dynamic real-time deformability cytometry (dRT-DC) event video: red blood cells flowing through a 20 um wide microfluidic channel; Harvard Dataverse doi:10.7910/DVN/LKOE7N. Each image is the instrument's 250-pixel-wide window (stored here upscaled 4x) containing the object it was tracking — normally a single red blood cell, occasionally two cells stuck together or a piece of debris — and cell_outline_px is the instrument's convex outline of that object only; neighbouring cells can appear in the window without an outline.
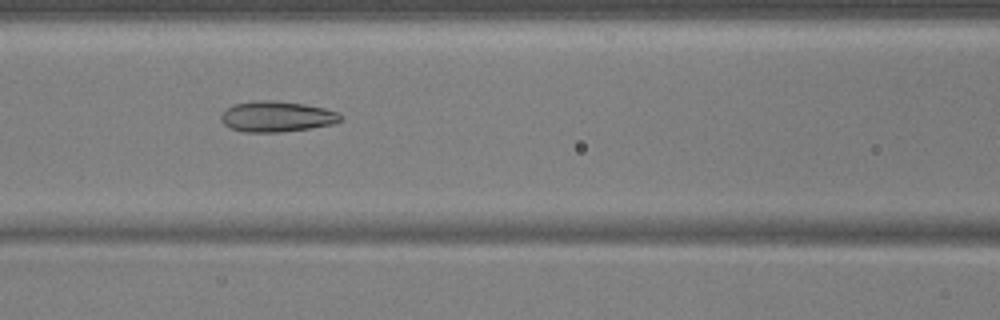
{"species": "common noctule bat (a hibernating species)", "species_latin": "Nyctalus noctula", "temperature_condition": "warm", "stored_images_in_passage": 54, "camera_frame_rate_fps": 3000, "um_per_image_px": 0.085, "animal": {"sex": "male", "body_mass_g": 17.9, "forearm_length_mm": 54.2}, "frame": {"image": 1, "passage_image": 24, "time_ms": 7.667, "image_size_px": [1000, 320], "cell_outline_px": [[340, 120], [332, 124], [308, 128], [280, 132], [244, 132], [232, 128], [224, 124], [220, 120], [220, 116], [228, 108], [236, 104], [260, 100], [272, 100], [304, 104], [324, 108], [336, 112], [340, 116]], "centroid_in_image_um": [23.49, 9.91], "position_along_channel_um": 143.1, "area_um2": 20.92}}
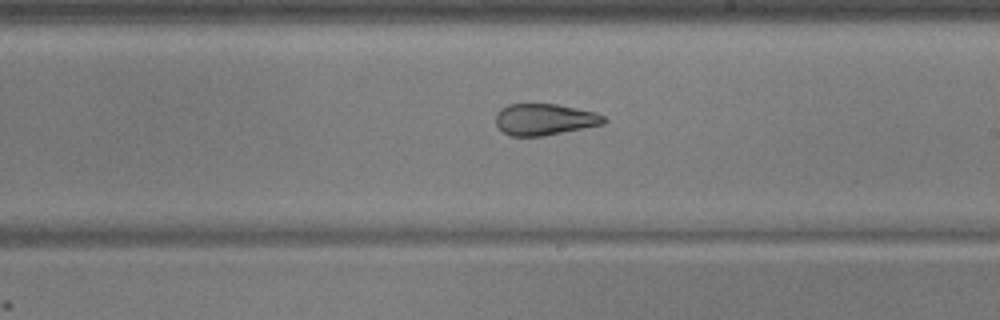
{"frame": {"image": 2, "passage_image": 32, "time_ms": 10.333, "image_size_px": [1000, 320], "cell_outline_px": [[608, 120], [604, 124], [544, 136], [512, 136], [504, 132], [496, 124], [496, 112], [500, 108], [508, 104], [556, 104], [596, 112], [604, 116]], "centroid_in_image_um": [46.3, 10.15], "position_along_channel_um": 242.7, "area_um2": 19.88}}
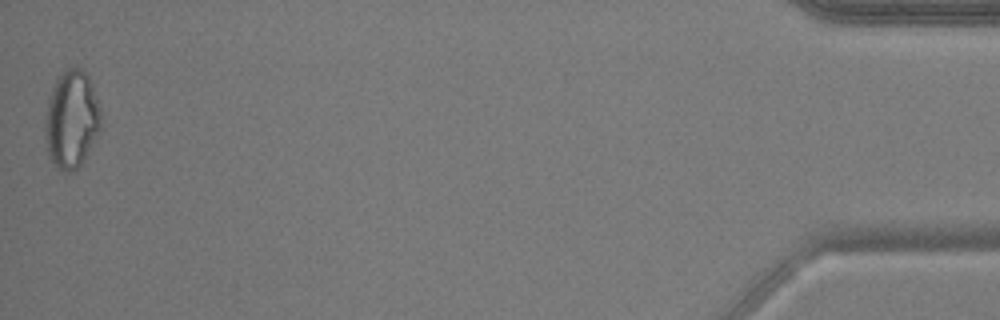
{"frame": {"image": 3, "passage_image": 54, "time_ms": 17.667, "image_size_px": [1000, 320], "cell_outline_px": [[100, 128], [84, 160], [72, 172], [64, 172], [56, 168], [48, 156], [44, 136], [44, 128], [48, 100], [52, 88], [56, 80], [68, 68], [80, 68], [88, 76], [100, 108]], "centroid_in_image_um": [6.05, 10.2], "position_along_channel_um": 429.2, "area_um2": 31.5}, "authors_computed_cell_mechanics": {"area_um2": 24.3627, "velocity_mm_per_s": 3.75, "shape_relaxation_time_tau1_ms": null, "shape_relaxation_time_tau2_ms": 2.4341, "deformation_change_tau1": null, "deformation_change_tau2": 0.1064}}